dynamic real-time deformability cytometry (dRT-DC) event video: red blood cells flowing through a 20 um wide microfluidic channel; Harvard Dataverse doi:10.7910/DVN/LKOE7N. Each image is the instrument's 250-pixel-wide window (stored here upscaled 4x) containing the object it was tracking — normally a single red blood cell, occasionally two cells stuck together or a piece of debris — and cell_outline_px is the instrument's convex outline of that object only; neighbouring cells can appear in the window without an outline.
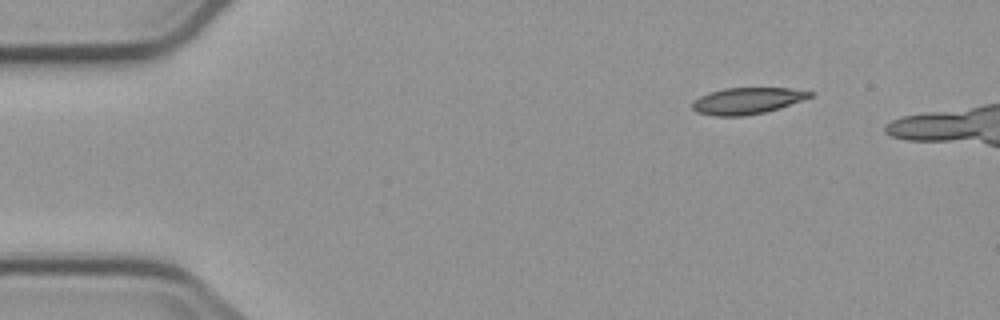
{"species": "common noctule bat (a hibernating species)", "species_latin": "Nyctalus noctula", "temperature_condition": "cold", "stored_images_in_passage": 4, "camera_frame_rate_fps": 3000, "um_per_image_px": 0.085, "animal": {"sex": "male", "body_mass_g": 23.1, "forearm_length_mm": 52.7}, "frame": {"image": 1, "passage_image": 1, "time_ms": 0.0, "image_size_px": [1000, 320], "cell_outline_px": [[812, 96], [764, 112], [744, 116], [712, 116], [696, 112], [692, 108], [692, 100], [708, 92], [724, 88], [788, 88], [812, 92]], "centroid_in_image_um": [63.39, 8.57], "position_along_channel_um": 21.6, "area_um2": 17.92}}